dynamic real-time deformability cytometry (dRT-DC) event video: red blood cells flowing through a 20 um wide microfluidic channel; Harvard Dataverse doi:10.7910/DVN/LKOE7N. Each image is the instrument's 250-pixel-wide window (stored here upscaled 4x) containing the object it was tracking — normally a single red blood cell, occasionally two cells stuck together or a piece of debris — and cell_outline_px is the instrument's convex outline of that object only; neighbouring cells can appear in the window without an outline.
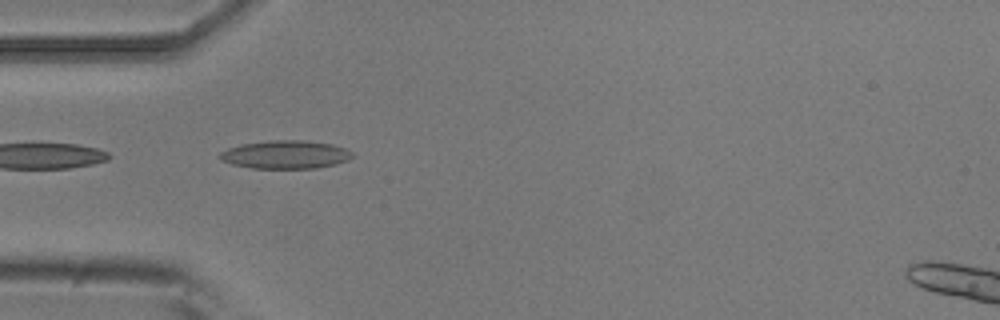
{"species": "common noctule bat (a hibernating species)", "species_latin": "Nyctalus noctula", "temperature_condition": "room temperature", "stored_images_in_passage": 4, "camera_frame_rate_fps": 3000, "um_per_image_px": 0.085, "animal": {"sex": "male", "body_mass_g": 20.5, "forearm_length_mm": 52.5}, "frame": {"image": 1, "passage_image": 3, "time_ms": 0.667, "image_size_px": [1000, 320], "cell_outline_px": [[352, 156], [348, 160], [336, 164], [316, 168], [252, 168], [232, 164], [220, 160], [216, 156], [220, 152], [228, 148], [240, 144], [272, 140], [304, 140], [332, 144], [344, 148], [352, 152]], "centroid_in_image_um": [24.23, 13.14], "position_along_channel_um": 60.8, "area_um2": 21.85}}